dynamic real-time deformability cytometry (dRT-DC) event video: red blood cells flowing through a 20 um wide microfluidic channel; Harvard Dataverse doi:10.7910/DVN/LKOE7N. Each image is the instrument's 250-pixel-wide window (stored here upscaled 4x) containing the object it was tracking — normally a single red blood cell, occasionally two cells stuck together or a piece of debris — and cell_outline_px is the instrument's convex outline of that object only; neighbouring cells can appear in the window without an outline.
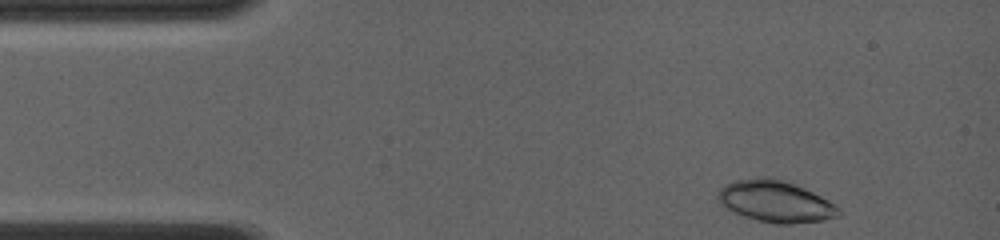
{"species": "common noctule bat (a hibernating species)", "species_latin": "Nyctalus noctula", "temperature_condition": "room temperature", "stored_images_in_passage": 12, "camera_frame_rate_fps": 4000, "um_per_image_px": 0.085, "animal": {"sex": "female", "body_mass_g": 19.0, "forearm_length_mm": 56.7}, "frame": {"image": 1, "passage_image": 1, "time_ms": 0.0, "image_size_px": [1000, 240], "cell_outline_px": [[840, 216], [824, 220], [792, 224], [776, 224], [756, 220], [732, 212], [720, 204], [716, 196], [720, 188], [736, 180], [756, 176], [768, 176], [784, 180], [804, 188], [828, 200], [840, 208]], "centroid_in_image_um": [65.9, 17.12], "position_along_channel_um": 19.1, "area_um2": 29.48}}